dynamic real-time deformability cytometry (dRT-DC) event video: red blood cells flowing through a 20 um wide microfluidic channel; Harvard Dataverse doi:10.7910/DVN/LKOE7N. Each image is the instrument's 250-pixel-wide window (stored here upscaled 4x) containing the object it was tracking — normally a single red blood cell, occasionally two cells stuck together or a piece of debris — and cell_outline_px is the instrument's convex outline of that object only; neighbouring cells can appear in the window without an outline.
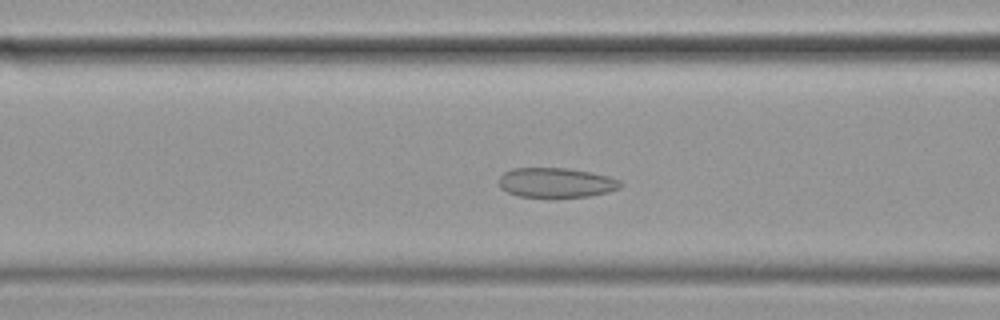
{"species": "common noctule bat (a hibernating species)", "species_latin": "Nyctalus noctula", "temperature_condition": "cold", "stored_images_in_passage": 49, "camera_frame_rate_fps": 3000, "um_per_image_px": 0.085, "animal": {"sex": "female", "body_mass_g": 19.9}, "frame": {"image": 1, "passage_image": 14, "time_ms": 4.333, "image_size_px": [1000, 320], "cell_outline_px": [[624, 184], [620, 188], [608, 192], [588, 196], [552, 200], [520, 196], [508, 192], [500, 188], [500, 176], [504, 172], [512, 168], [568, 168], [608, 176], [620, 180]], "centroid_in_image_um": [47.28, 15.56], "position_along_channel_um": 119.3, "area_um2": 21.73}}
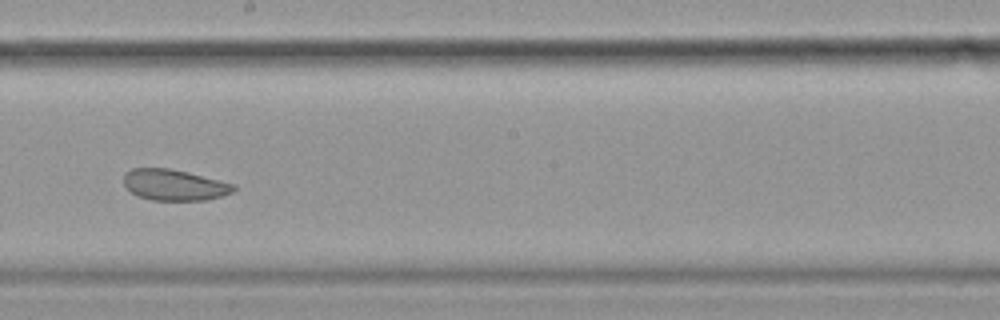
{"frame": {"image": 2, "passage_image": 24, "time_ms": 7.667, "image_size_px": [1000, 320], "cell_outline_px": [[236, 188], [232, 192], [208, 200], [152, 200], [140, 196], [132, 192], [124, 184], [124, 172], [132, 168], [168, 168], [188, 172], [236, 184]], "centroid_in_image_um": [14.83, 15.71], "position_along_channel_um": 233.4, "area_um2": 19.83}}
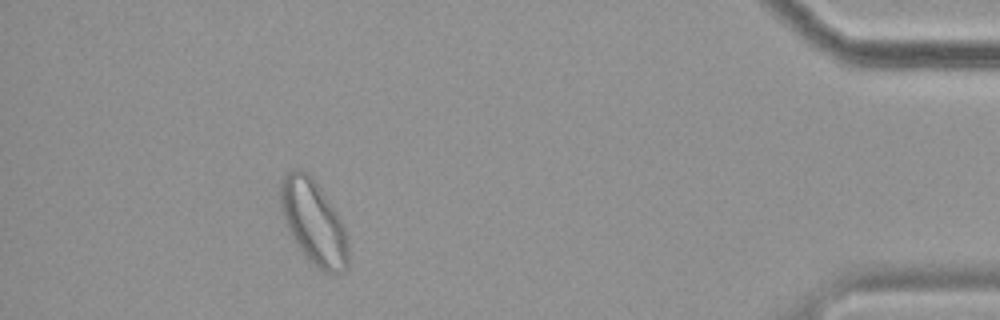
{"frame": {"image": 3, "passage_image": 44, "time_ms": 14.333, "image_size_px": [1000, 320], "cell_outline_px": [[348, 268], [344, 272], [336, 276], [324, 272], [308, 260], [292, 236], [284, 220], [280, 208], [280, 180], [292, 168], [300, 168], [308, 172], [312, 176], [336, 212], [344, 228], [348, 244]], "centroid_in_image_um": [26.65, 18.89], "position_along_channel_um": 408.5, "area_um2": 33.35}, "authors_computed_cell_mechanics": {"area_um2": 23.0622, "velocity_mm_per_s": 3.4327, "shape_relaxation_time_tau1_ms": null, "shape_relaxation_time_tau2_ms": 2.1668, "deformation_change_tau1": null, "deformation_change_tau2": 0.0648}}